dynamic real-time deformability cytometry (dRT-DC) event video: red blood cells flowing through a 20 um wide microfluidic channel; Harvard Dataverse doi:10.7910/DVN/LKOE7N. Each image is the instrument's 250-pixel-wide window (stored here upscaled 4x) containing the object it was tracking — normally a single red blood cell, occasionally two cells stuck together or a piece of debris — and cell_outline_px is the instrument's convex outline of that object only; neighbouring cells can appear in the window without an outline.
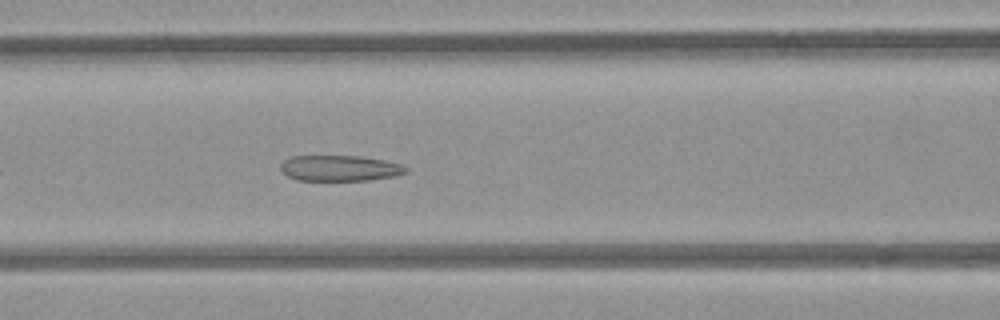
{"species": "common noctule bat (a hibernating species)", "species_latin": "Nyctalus noctula", "temperature_condition": "room temperature", "stored_images_in_passage": 39, "camera_frame_rate_fps": 3000, "um_per_image_px": 0.085, "animal": {"sex": "female", "body_mass_g": 21.9}, "frame": {"image": 1, "passage_image": 9, "time_ms": 2.667, "image_size_px": [1000, 320], "cell_outline_px": [[408, 172], [392, 176], [368, 180], [296, 180], [288, 176], [280, 168], [280, 164], [288, 156], [360, 156], [384, 160], [400, 164], [408, 168]], "centroid_in_image_um": [28.86, 14.29], "position_along_channel_um": 137.7, "area_um2": 18.73}}
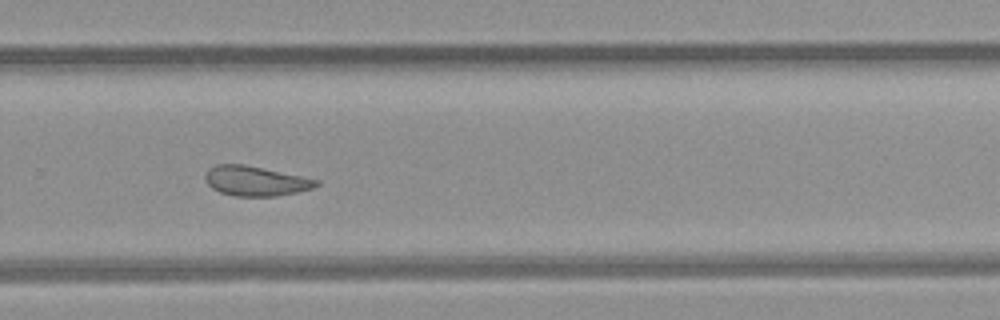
{"frame": {"image": 2, "passage_image": 22, "time_ms": 7.0, "image_size_px": [1000, 320], "cell_outline_px": [[320, 184], [312, 188], [296, 192], [276, 196], [232, 196], [220, 192], [212, 188], [208, 184], [204, 176], [208, 168], [216, 164], [244, 164], [320, 180]], "centroid_in_image_um": [21.7, 15.38], "position_along_channel_um": 308.1, "area_um2": 19.25}}
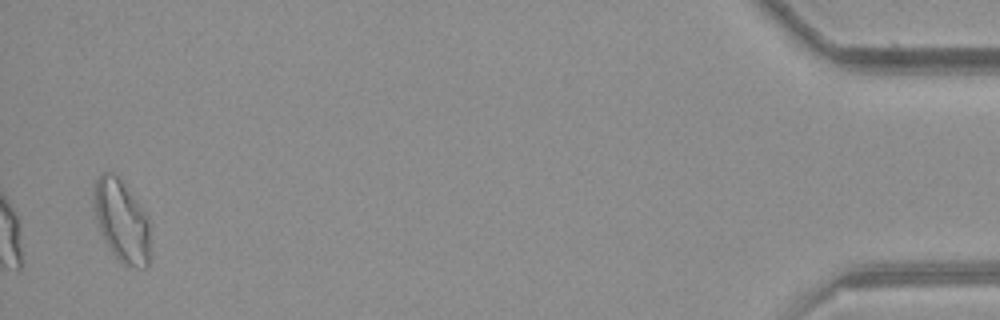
{"frame": {"image": 3, "passage_image": 38, "time_ms": 12.333, "image_size_px": [1000, 320], "cell_outline_px": [[152, 256], [148, 268], [128, 268], [112, 252], [104, 240], [96, 216], [96, 180], [104, 172], [112, 172], [120, 180], [140, 204], [148, 216]], "centroid_in_image_um": [10.45, 18.89], "position_along_channel_um": 424.8, "area_um2": 26.76}, "authors_computed_cell_mechanics": {"area_um2": 20.4034, "velocity_mm_per_s": 3.9403, "shape_relaxation_time_tau1_ms": null, "shape_relaxation_time_tau2_ms": 3.9251, "deformation_change_tau1": null, "deformation_change_tau2": 0.1182}}